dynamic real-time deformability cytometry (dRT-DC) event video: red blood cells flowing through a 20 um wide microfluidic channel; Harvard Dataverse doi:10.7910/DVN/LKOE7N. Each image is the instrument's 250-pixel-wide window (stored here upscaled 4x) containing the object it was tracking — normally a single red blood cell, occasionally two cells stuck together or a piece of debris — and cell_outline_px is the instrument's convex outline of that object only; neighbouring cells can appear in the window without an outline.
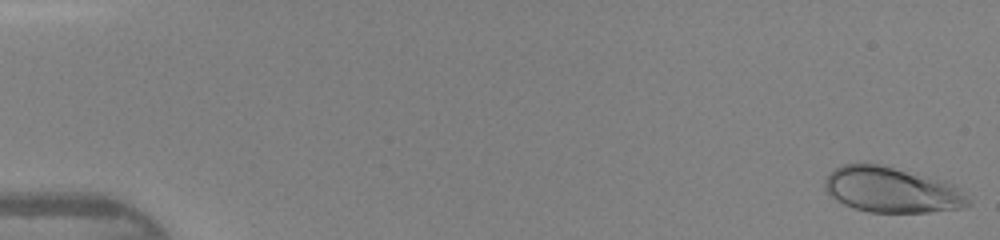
{"species": "human", "species_latin": "Homo sapiens", "temperature_condition": "warm", "stored_images_in_passage": 46, "camera_frame_rate_fps": 3000, "um_per_image_px": 0.085, "donor": {"sex": "female"}, "frame": {"image": 1, "passage_image": 1, "time_ms": 0.0, "image_size_px": [1000, 240], "cell_outline_px": [[972, 204], [960, 208], [928, 212], [868, 212], [852, 208], [836, 200], [824, 192], [824, 184], [828, 172], [844, 164], [884, 164], [944, 180], [952, 184], [972, 200]], "centroid_in_image_um": [75.78, 16.13], "position_along_channel_um": 9.2, "area_um2": 38.38}}
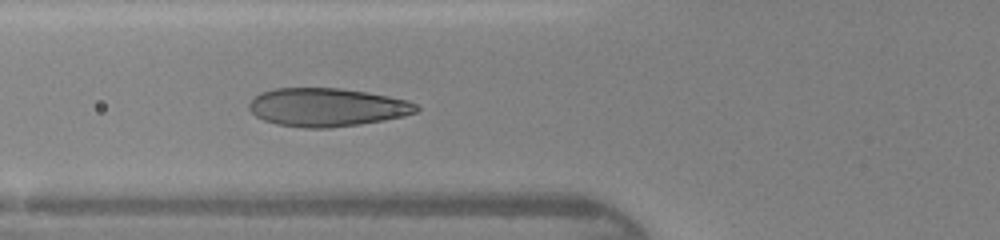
{"frame": {"image": 2, "passage_image": 18, "time_ms": 5.667, "image_size_px": [1000, 240], "cell_outline_px": [[420, 108], [416, 112], [404, 116], [384, 120], [360, 124], [328, 128], [304, 128], [276, 124], [264, 120], [256, 116], [248, 108], [248, 104], [260, 92], [276, 88], [340, 88], [388, 96], [408, 100], [416, 104]], "centroid_in_image_um": [27.78, 9.12], "position_along_channel_um": 98.0, "area_um2": 37.34}}
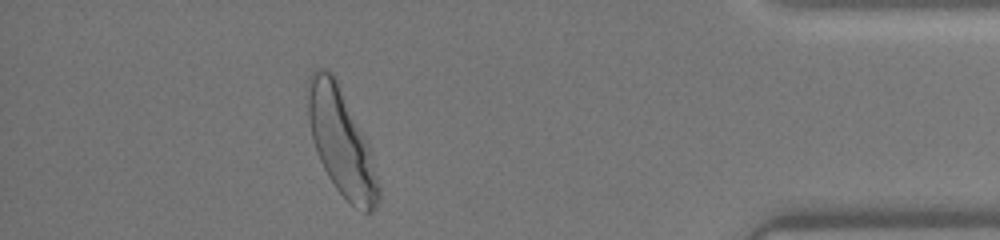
{"frame": {"image": 3, "passage_image": 42, "time_ms": 13.667, "image_size_px": [1000, 240], "cell_outline_px": [[380, 200], [372, 212], [364, 212], [356, 208], [336, 188], [328, 176], [316, 152], [312, 140], [308, 116], [308, 76], [316, 68], [324, 68], [332, 72], [368, 144], [380, 188]], "centroid_in_image_um": [28.99, 12.09], "position_along_channel_um": 406.2, "area_um2": 42.95}, "authors_computed_cell_mechanics": {"area_um2": 36.6163, "velocity_mm_per_s": 4.3451, "shape_relaxation_time_tau1_ms": 2.5195, "shape_relaxation_time_tau2_ms": null, "deformation_change_tau1": 0.1501, "deformation_change_tau2": null}}